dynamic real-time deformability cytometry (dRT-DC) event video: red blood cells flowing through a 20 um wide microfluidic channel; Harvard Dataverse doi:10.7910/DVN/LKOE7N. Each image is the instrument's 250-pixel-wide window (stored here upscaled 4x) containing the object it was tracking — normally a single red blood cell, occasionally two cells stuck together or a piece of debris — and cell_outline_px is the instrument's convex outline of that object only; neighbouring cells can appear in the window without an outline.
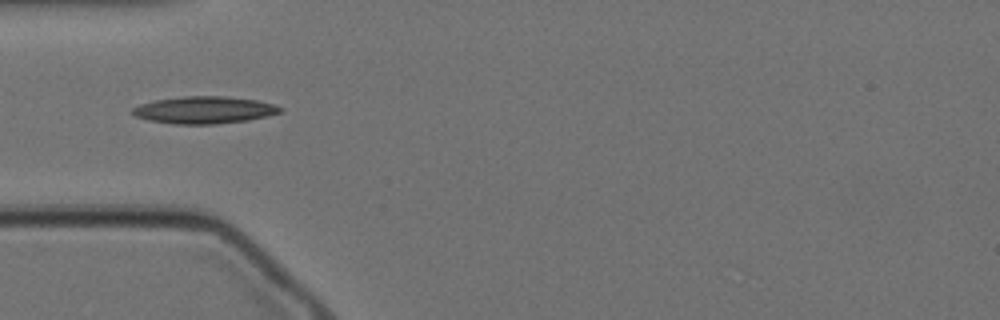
{"species": "Egyptian fruit bat (a non-hibernating species)", "species_latin": "Rousettus aegyptiacus", "temperature_condition": "cold", "stored_images_in_passage": 42, "camera_frame_rate_fps": 3000, "um_per_image_px": 0.085, "animal": {"sex": "female"}, "frame": {"image": 1, "passage_image": 3, "time_ms": 0.667, "image_size_px": [1000, 320], "cell_outline_px": [[284, 108], [280, 112], [268, 116], [248, 120], [216, 124], [172, 124], [148, 120], [136, 116], [132, 112], [132, 108], [140, 104], [156, 100], [184, 96], [220, 96], [256, 100], [272, 104]], "centroid_in_image_um": [17.35, 9.35], "position_along_channel_um": 67.6, "area_um2": 23.24}}
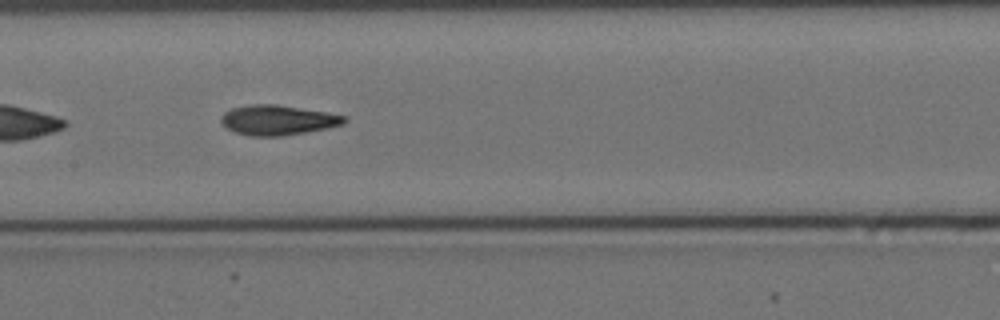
{"frame": {"image": 2, "passage_image": 13, "time_ms": 4.0, "image_size_px": [1000, 320], "cell_outline_px": [[348, 120], [344, 124], [328, 128], [280, 136], [252, 136], [236, 132], [220, 124], [220, 116], [224, 112], [232, 108], [252, 104], [276, 104], [328, 112], [348, 116]], "centroid_in_image_um": [23.63, 10.2], "position_along_channel_um": 183.8, "area_um2": 21.62}}
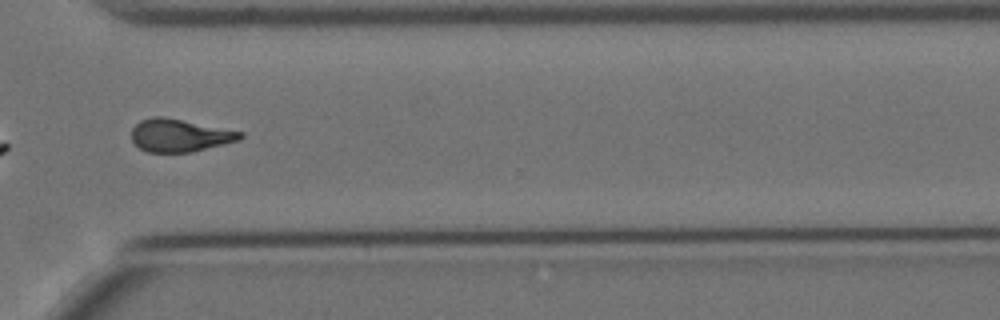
{"frame": {"image": 3, "passage_image": 28, "time_ms": 9.0, "image_size_px": [1000, 320], "cell_outline_px": [[244, 136], [240, 140], [192, 152], [148, 152], [140, 148], [132, 140], [132, 128], [140, 120], [152, 116], [164, 116], [244, 132]], "centroid_in_image_um": [15.28, 11.5], "position_along_channel_um": 355.3, "area_um2": 20.81}, "authors_computed_cell_mechanics": {"area_um2": 21.0103, "velocity_mm_per_s": 3.449, "shape_relaxation_time_tau1_ms": 7.2965, "shape_relaxation_time_tau2_ms": 3.4727, "deformation_change_tau1": 0.213, "deformation_change_tau2": 0.113}}